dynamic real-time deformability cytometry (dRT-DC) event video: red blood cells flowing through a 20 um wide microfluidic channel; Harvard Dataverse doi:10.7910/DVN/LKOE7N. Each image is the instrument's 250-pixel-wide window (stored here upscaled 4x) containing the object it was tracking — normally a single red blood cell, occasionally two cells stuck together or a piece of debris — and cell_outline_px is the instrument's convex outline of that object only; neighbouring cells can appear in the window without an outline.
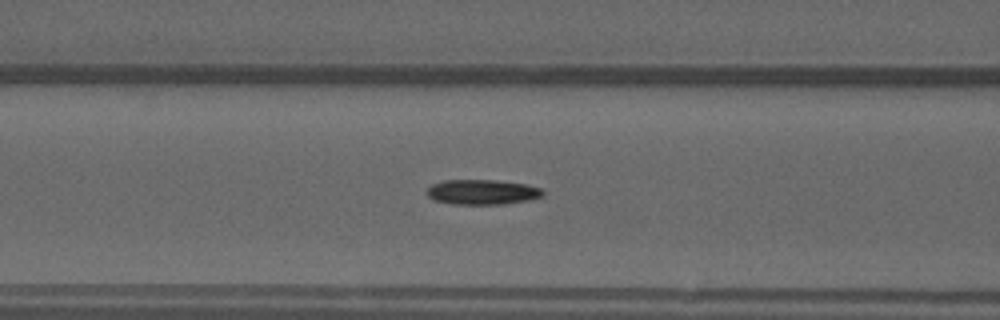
{"species": "common noctule bat (a hibernating species)", "species_latin": "Nyctalus noctula", "temperature_condition": "warm", "stored_images_in_passage": 40, "segment_of_instrument_passage": [1, 2], "camera_frame_rate_fps": 3000, "um_per_image_px": 0.085, "animal": {"sex": "male", "forearm_length_mm": 52.5}, "frame": {"image": 1, "passage_image": 9, "time_ms": 2.667, "image_size_px": [1000, 320], "cell_outline_px": [[544, 196], [528, 200], [504, 204], [452, 204], [432, 200], [424, 192], [432, 184], [444, 180], [496, 180], [528, 184], [544, 188]], "centroid_in_image_um": [41.0, 16.32], "position_along_channel_um": 125.6, "area_um2": 17.22}}
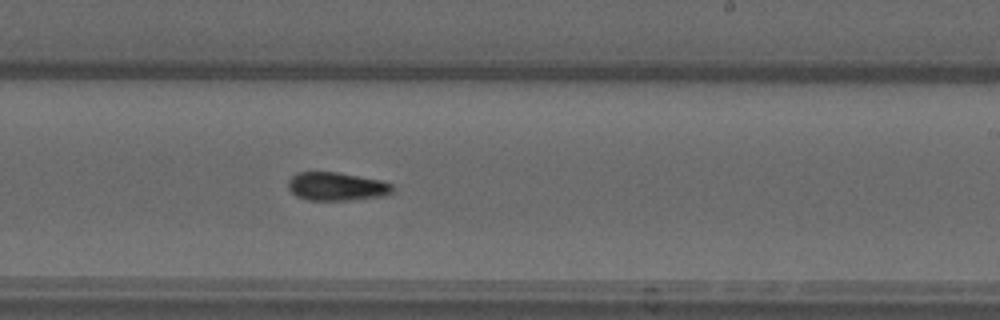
{"frame": {"image": 2, "passage_image": 19, "time_ms": 6.0, "image_size_px": [1000, 320], "cell_outline_px": [[392, 192], [384, 196], [348, 200], [308, 200], [296, 196], [288, 188], [288, 180], [296, 172], [336, 172], [384, 180], [392, 184]], "centroid_in_image_um": [28.61, 15.84], "position_along_channel_um": 260.4, "area_um2": 17.34}}
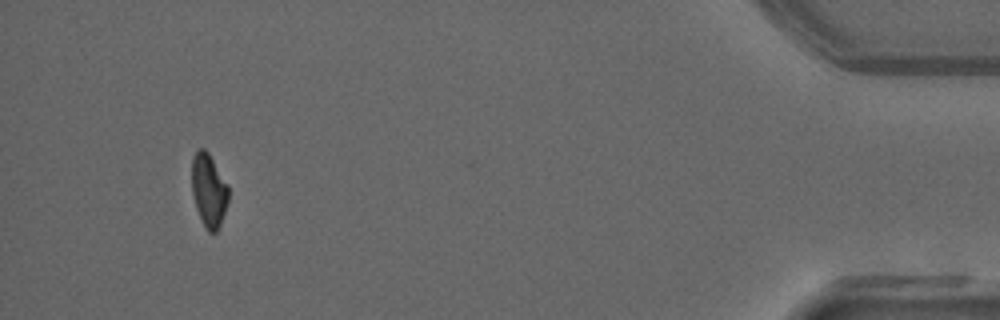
{"frame": {"image": 3, "passage_image": 36, "time_ms": 11.667, "image_size_px": [1000, 320], "cell_outline_px": [[228, 200], [220, 224], [216, 232], [208, 232], [196, 208], [192, 192], [192, 156], [200, 148], [204, 148], [208, 152], [228, 184]], "centroid_in_image_um": [17.74, 16.14], "position_along_channel_um": 417.5, "area_um2": 15.43}}